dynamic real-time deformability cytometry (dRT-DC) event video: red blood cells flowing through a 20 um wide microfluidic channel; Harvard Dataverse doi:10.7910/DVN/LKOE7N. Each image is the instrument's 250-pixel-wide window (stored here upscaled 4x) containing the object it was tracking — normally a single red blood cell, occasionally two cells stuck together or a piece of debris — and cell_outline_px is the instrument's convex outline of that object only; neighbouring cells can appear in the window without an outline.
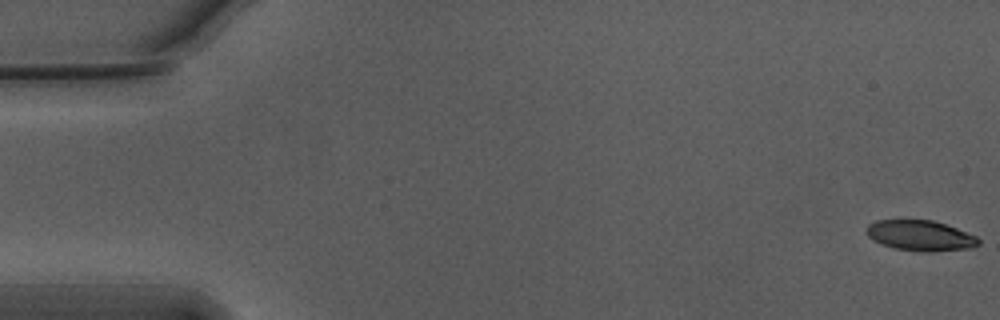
{"species": "Egyptian fruit bat (a non-hibernating species)", "species_latin": "Rousettus aegyptiacus", "temperature_condition": "warm", "stored_images_in_passage": 13, "camera_frame_rate_fps": 3000, "um_per_image_px": 0.085, "animal": {"sex": "male"}, "frame": {"image": 1, "passage_image": 1, "time_ms": 0.0, "image_size_px": [1000, 320], "cell_outline_px": [[980, 244], [972, 248], [932, 252], [896, 248], [880, 244], [872, 240], [868, 236], [868, 224], [876, 220], [932, 220], [956, 228], [976, 236], [980, 240]], "centroid_in_image_um": [78.25, 20.03], "position_along_channel_um": 6.8, "area_um2": 19.71}}